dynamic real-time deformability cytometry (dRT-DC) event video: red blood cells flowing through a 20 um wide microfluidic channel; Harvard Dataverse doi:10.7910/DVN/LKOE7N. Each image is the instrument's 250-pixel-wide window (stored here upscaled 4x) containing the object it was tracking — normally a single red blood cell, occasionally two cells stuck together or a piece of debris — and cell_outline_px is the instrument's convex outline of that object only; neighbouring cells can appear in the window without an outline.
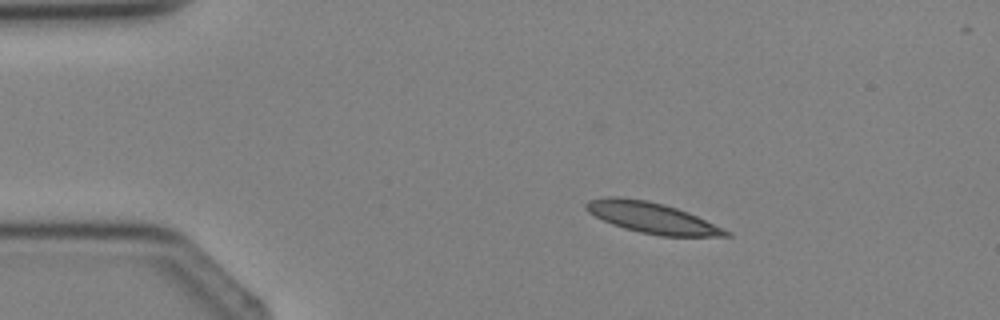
{"species": "Egyptian fruit bat (a non-hibernating species)", "species_latin": "Rousettus aegyptiacus", "temperature_condition": "cold", "stored_images_in_passage": 2, "camera_frame_rate_fps": 3000, "um_per_image_px": 0.085, "animal": {"sex": "female"}, "frame": {"image": 1, "passage_image": 1, "time_ms": 0.0, "image_size_px": [1000, 320], "cell_outline_px": [[732, 236], [660, 236], [640, 232], [624, 228], [612, 224], [588, 212], [584, 208], [584, 204], [588, 200], [604, 196], [620, 196], [648, 200], [664, 204], [688, 212], [724, 228], [732, 232]], "centroid_in_image_um": [55.4, 18.49], "position_along_channel_um": 29.6, "area_um2": 25.26}}